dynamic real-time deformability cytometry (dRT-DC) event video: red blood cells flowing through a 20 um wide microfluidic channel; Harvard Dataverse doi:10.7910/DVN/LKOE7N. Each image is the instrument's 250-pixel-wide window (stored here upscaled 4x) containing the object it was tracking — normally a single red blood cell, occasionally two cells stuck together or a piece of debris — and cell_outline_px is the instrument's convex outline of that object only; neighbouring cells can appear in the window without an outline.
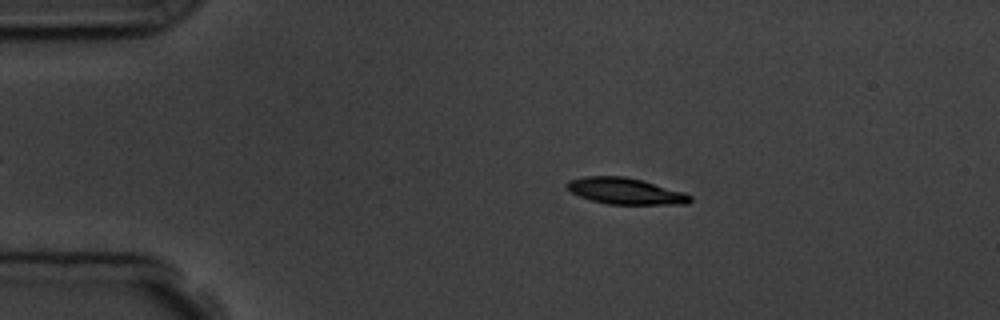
{"species": "common noctule bat (a hibernating species)", "species_latin": "Nyctalus noctula", "temperature_condition": "room temperature", "stored_images_in_passage": 7, "camera_frame_rate_fps": 3000, "um_per_image_px": 0.085, "animal": {"sex": "male", "body_mass_g": 19.5, "forearm_length_mm": 54.6}, "frame": {"image": 1, "passage_image": 3, "time_ms": 2.333, "image_size_px": [1000, 320], "cell_outline_px": [[692, 200], [688, 204], [608, 204], [592, 200], [580, 196], [564, 188], [564, 184], [568, 180], [584, 176], [624, 176], [644, 180], [684, 192], [692, 196]], "centroid_in_image_um": [53.14, 16.23], "position_along_channel_um": 31.9, "area_um2": 19.07}}
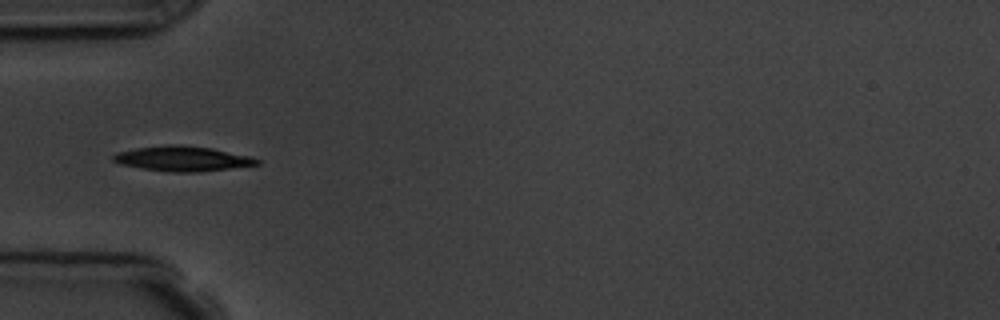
{"frame": {"image": 2, "passage_image": 5, "time_ms": 4.667, "image_size_px": [1000, 320], "cell_outline_px": [[260, 164], [200, 172], [168, 172], [140, 168], [120, 164], [112, 160], [112, 156], [116, 152], [136, 148], [168, 144], [180, 144], [212, 148], [248, 156], [260, 160]], "centroid_in_image_um": [15.47, 13.48], "position_along_channel_um": 69.5, "area_um2": 20.98}}